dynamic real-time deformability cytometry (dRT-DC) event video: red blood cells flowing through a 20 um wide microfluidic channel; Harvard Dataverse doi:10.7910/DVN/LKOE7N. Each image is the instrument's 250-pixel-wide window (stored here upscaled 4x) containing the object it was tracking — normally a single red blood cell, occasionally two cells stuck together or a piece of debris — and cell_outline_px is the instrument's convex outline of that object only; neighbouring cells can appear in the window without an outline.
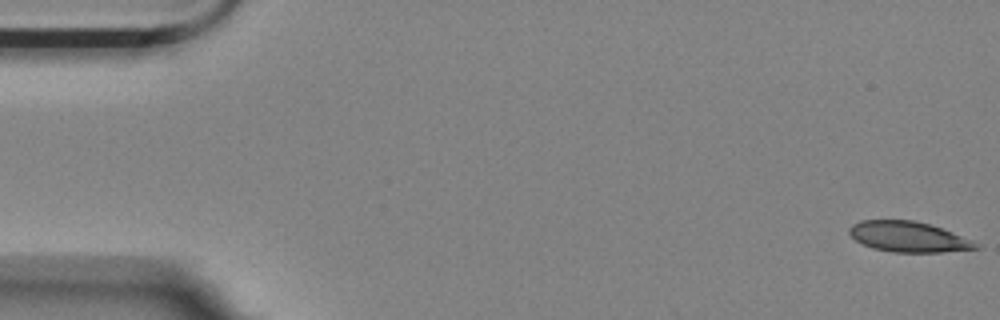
{"species": "Egyptian fruit bat (a non-hibernating species)", "species_latin": "Rousettus aegyptiacus", "temperature_condition": "room temperature", "stored_images_in_passage": 44, "camera_frame_rate_fps": 3000, "um_per_image_px": 0.085, "animal": {"sex": "female"}, "frame": {"image": 1, "passage_image": 1, "time_ms": 0.0, "image_size_px": [1000, 320], "cell_outline_px": [[980, 248], [944, 252], [892, 252], [872, 248], [856, 240], [848, 232], [848, 228], [852, 224], [860, 220], [916, 220], [952, 232], [972, 240], [980, 244]], "centroid_in_image_um": [77.21, 20.13], "position_along_channel_um": 7.8, "area_um2": 22.43}}
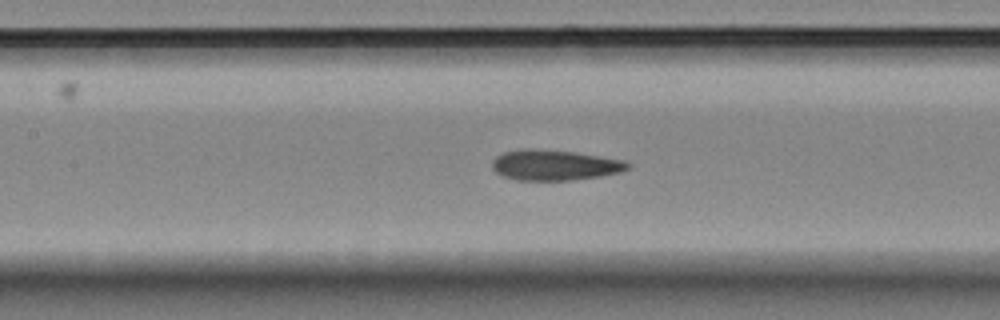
{"frame": {"image": 2, "passage_image": 25, "time_ms": 8.0, "image_size_px": [1000, 320], "cell_outline_px": [[632, 168], [620, 172], [600, 176], [572, 180], [516, 180], [504, 176], [496, 172], [492, 168], [492, 160], [496, 156], [504, 152], [528, 148], [576, 152], [624, 160], [632, 164]], "centroid_in_image_um": [47.17, 14.03], "position_along_channel_um": 160.2, "area_um2": 24.16}}
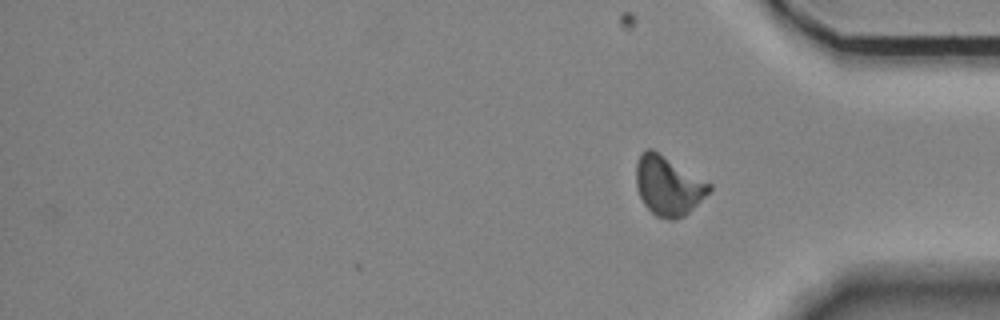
{"frame": {"image": 3, "passage_image": 44, "time_ms": 14.333, "image_size_px": [1000, 320], "cell_outline_px": [[712, 188], [684, 216], [676, 220], [668, 220], [656, 216], [644, 204], [636, 188], [636, 164], [640, 152], [648, 148], [652, 148], [712, 184]], "centroid_in_image_um": [56.76, 15.77], "position_along_channel_um": 378.4, "area_um2": 25.14}, "authors_computed_cell_mechanics": {"area_um2": 24.0448, "velocity_mm_per_s": 3.5537, "shape_relaxation_time_tau1_ms": null, "shape_relaxation_time_tau2_ms": 2.5262, "deformation_change_tau1": null, "deformation_change_tau2": 0.0836}}